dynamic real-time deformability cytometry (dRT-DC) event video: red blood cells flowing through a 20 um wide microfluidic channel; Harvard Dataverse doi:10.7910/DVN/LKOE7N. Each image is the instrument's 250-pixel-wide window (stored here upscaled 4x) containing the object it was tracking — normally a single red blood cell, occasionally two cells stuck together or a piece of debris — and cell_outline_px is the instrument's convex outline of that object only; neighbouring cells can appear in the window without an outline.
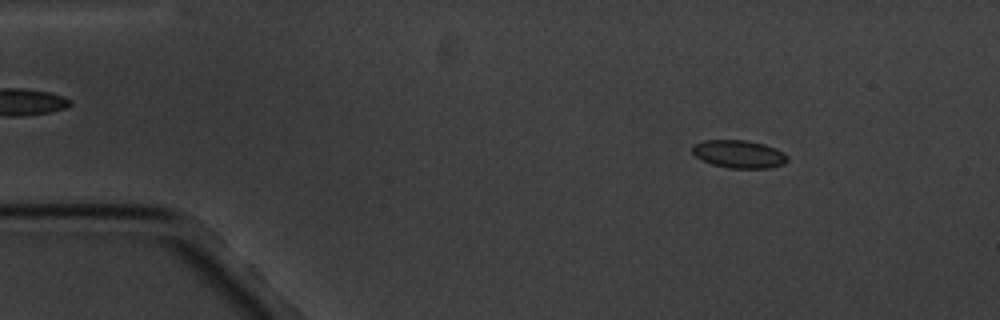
{"species": "common noctule bat (a hibernating species)", "species_latin": "Nyctalus noctula", "temperature_condition": "cold", "stored_images_in_passage": 5, "camera_frame_rate_fps": 3000, "um_per_image_px": 0.085, "animal": {"sex": "male", "body_mass_g": 20.1, "forearm_length_mm": 53.5}, "frame": {"image": 1, "passage_image": 2, "time_ms": 1.0, "image_size_px": [1000, 320], "cell_outline_px": [[788, 160], [784, 164], [768, 168], [728, 168], [712, 164], [696, 156], [692, 152], [692, 148], [696, 144], [704, 140], [744, 140], [764, 144], [776, 148], [784, 152], [788, 156]], "centroid_in_image_um": [62.85, 13.1], "position_along_channel_um": 22.1, "area_um2": 15.37}}
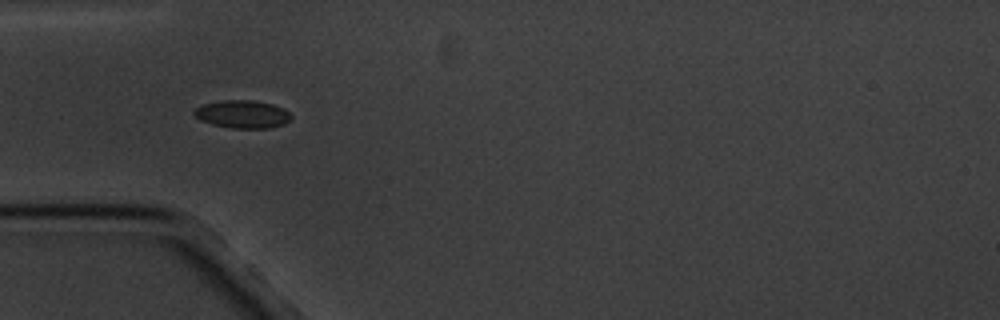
{"frame": {"image": 2, "passage_image": 4, "time_ms": 4.333, "image_size_px": [1000, 320], "cell_outline_px": [[292, 116], [284, 124], [268, 128], [232, 128], [212, 124], [200, 120], [192, 112], [196, 108], [204, 104], [220, 100], [252, 100], [272, 104], [284, 108]], "centroid_in_image_um": [20.6, 9.7], "position_along_channel_um": 64.4, "area_um2": 15.66}}
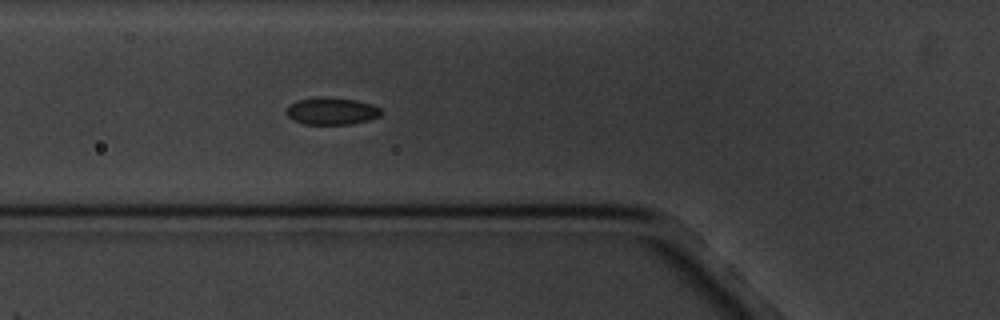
{"frame": {"image": 3, "passage_image": 5, "time_ms": 5.333, "image_size_px": [1000, 320], "cell_outline_px": [[384, 112], [380, 116], [368, 120], [352, 124], [304, 124], [292, 120], [284, 112], [288, 104], [296, 100], [320, 96], [324, 96], [356, 100], [372, 104], [380, 108]], "centroid_in_image_um": [28.16, 9.43], "position_along_channel_um": 97.6, "area_um2": 15.37}}